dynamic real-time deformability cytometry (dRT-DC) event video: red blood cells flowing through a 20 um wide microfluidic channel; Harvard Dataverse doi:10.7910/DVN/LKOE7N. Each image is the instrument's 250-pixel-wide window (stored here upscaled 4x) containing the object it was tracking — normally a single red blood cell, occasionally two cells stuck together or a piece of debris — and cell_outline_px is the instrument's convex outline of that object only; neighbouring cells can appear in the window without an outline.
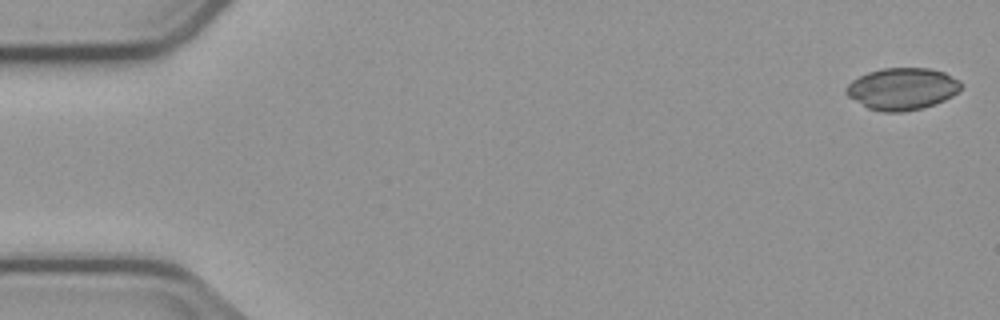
{"species": "common noctule bat (a hibernating species)", "species_latin": "Nyctalus noctula", "temperature_condition": "cold", "stored_images_in_passage": 4, "camera_frame_rate_fps": 3000, "um_per_image_px": 0.085, "animal": {"sex": "male", "body_mass_g": 23.1, "forearm_length_mm": 52.7}, "frame": {"image": 1, "passage_image": 1, "time_ms": 0.0, "image_size_px": [1000, 320], "cell_outline_px": [[960, 88], [952, 96], [944, 100], [924, 108], [904, 112], [880, 112], [868, 108], [848, 96], [844, 92], [844, 88], [852, 80], [868, 72], [884, 68], [928, 68], [944, 72], [960, 80]], "centroid_in_image_um": [76.67, 7.56], "position_along_channel_um": 8.3, "area_um2": 28.09}}